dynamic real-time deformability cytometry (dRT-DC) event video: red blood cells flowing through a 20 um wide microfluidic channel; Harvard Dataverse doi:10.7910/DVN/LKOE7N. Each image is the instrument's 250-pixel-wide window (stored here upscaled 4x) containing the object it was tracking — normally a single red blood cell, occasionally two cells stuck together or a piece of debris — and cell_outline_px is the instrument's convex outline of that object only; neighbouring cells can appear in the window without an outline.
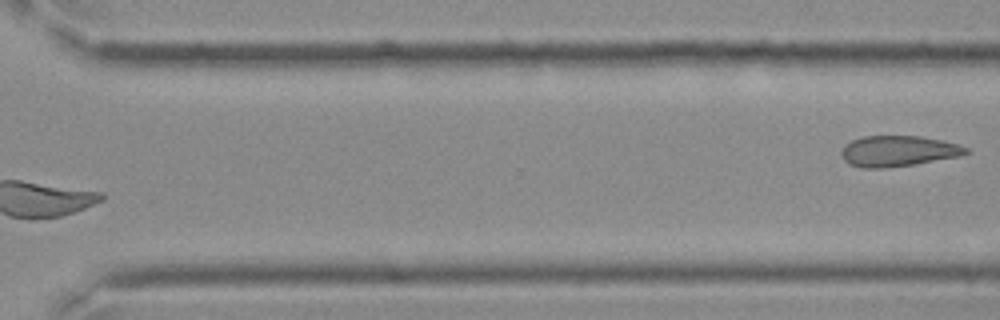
{"species": "Egyptian fruit bat (a non-hibernating species)", "species_latin": "Rousettus aegyptiacus", "temperature_condition": "cold", "stored_images_in_passage": 21, "segment_of_instrument_passage": [2, 2], "camera_frame_rate_fps": 3000, "um_per_image_px": 0.085, "frame": {"image": 1, "passage_image": 21, "time_ms": 6.667, "image_size_px": [1000, 320], "cell_outline_px": [[968, 152], [960, 156], [888, 168], [864, 168], [848, 164], [840, 156], [840, 152], [844, 144], [852, 140], [864, 136], [920, 136], [940, 140], [956, 144], [968, 148]], "centroid_in_image_um": [76.27, 12.84], "position_along_channel_um": 294.3, "area_um2": 22.25}}